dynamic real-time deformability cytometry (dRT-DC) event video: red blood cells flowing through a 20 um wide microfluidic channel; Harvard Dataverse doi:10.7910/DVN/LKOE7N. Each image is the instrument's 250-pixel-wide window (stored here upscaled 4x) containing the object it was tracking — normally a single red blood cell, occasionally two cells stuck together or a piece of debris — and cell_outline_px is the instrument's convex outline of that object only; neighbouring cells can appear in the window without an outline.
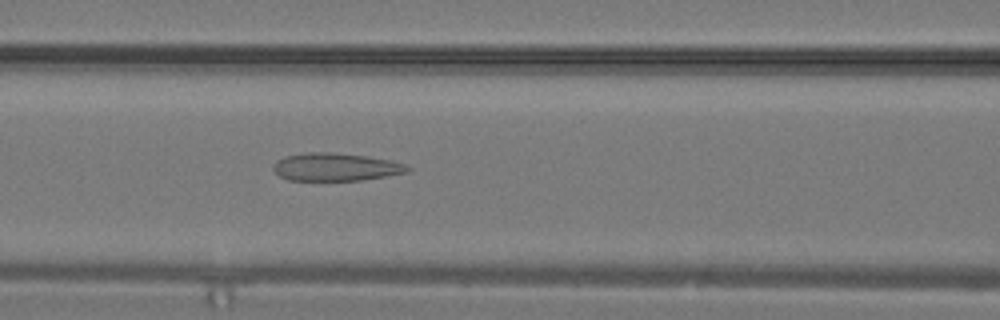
{"species": "common noctule bat (a hibernating species)", "species_latin": "Nyctalus noctula", "temperature_condition": "warm", "stored_images_in_passage": 4, "camera_frame_rate_fps": 3000, "um_per_image_px": 0.085, "animal": {"sex": "male", "body_mass_g": 19.2, "forearm_length_mm": 51.8}, "frame": {"image": 1, "passage_image": 4, "time_ms": 1.0, "image_size_px": [1000, 320], "cell_outline_px": [[412, 168], [408, 172], [360, 180], [288, 180], [280, 176], [272, 168], [272, 164], [276, 160], [284, 156], [308, 152], [328, 152], [368, 156], [392, 160], [404, 164]], "centroid_in_image_um": [28.51, 14.18], "position_along_channel_um": 138.1, "area_um2": 21.79}}